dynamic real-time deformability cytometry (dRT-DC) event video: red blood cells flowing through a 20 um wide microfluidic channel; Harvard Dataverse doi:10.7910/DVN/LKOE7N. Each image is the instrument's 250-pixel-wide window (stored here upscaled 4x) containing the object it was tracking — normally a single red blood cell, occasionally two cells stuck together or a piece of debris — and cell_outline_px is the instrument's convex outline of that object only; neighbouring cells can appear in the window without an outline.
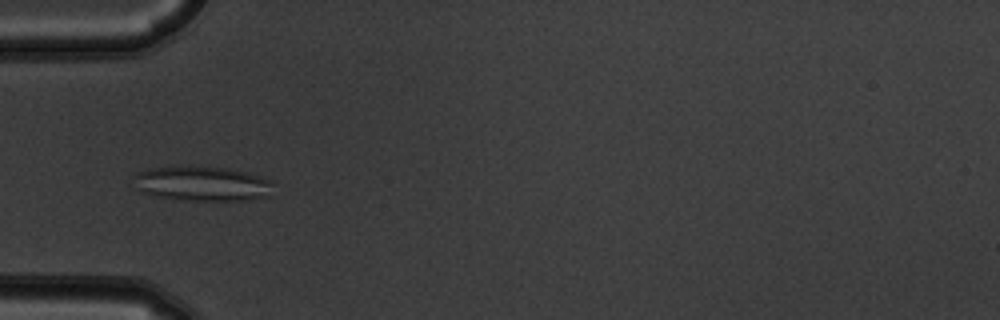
{"species": "common noctule bat (a hibernating species)", "species_latin": "Nyctalus noctula", "temperature_condition": "warm", "stored_images_in_passage": 7, "camera_frame_rate_fps": 3000, "um_per_image_px": 0.085, "animal": {"sex": "male", "body_mass_g": 19.5, "forearm_length_mm": 54.6}, "frame": {"image": 1, "passage_image": 5, "time_ms": 1.333, "image_size_px": [1000, 320], "cell_outline_px": [[276, 196], [248, 200], [184, 200], [156, 196], [140, 192], [136, 188], [132, 176], [136, 172], [148, 168], [228, 168], [248, 172], [272, 180], [276, 184]], "centroid_in_image_um": [17.31, 15.64], "position_along_channel_um": 67.7, "area_um2": 28.55}}
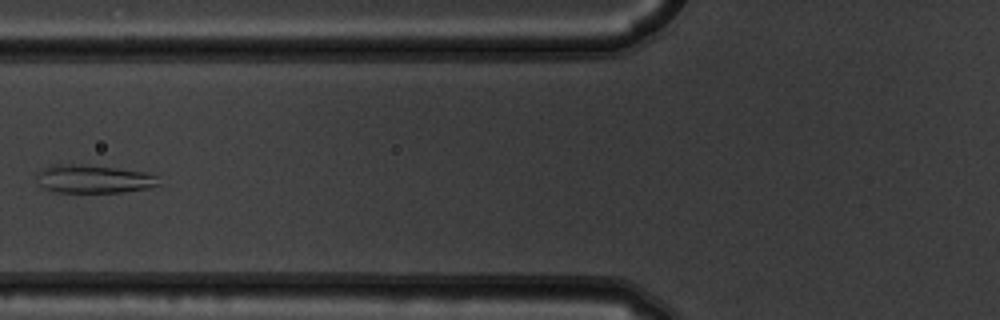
{"frame": {"image": 2, "passage_image": 6, "time_ms": 1.667, "image_size_px": [1000, 320], "cell_outline_px": [[160, 184], [148, 188], [124, 192], [52, 192], [44, 188], [40, 184], [36, 176], [44, 168], [52, 164], [76, 164], [112, 168], [144, 172], [156, 176]], "centroid_in_image_um": [7.93, 15.22], "position_along_channel_um": 117.9, "area_um2": 19.77}}